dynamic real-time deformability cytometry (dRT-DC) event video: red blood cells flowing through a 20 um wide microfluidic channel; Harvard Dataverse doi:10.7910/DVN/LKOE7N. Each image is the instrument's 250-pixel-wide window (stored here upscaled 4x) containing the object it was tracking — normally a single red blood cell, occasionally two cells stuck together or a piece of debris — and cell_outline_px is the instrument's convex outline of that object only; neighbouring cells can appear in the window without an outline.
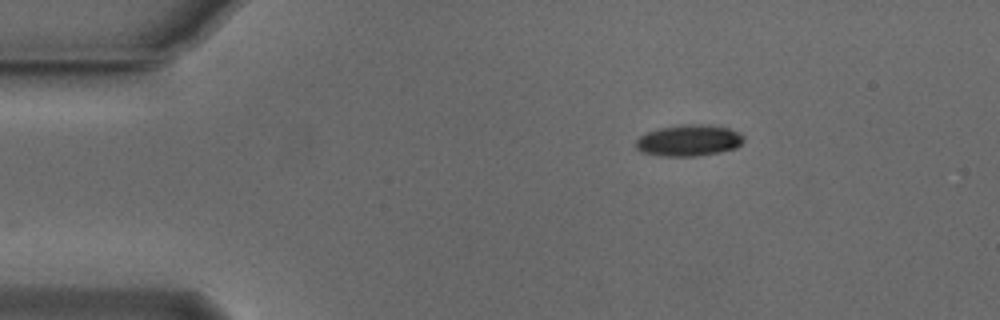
{"species": "Egyptian fruit bat (a non-hibernating species)", "species_latin": "Rousettus aegyptiacus", "temperature_condition": "cold", "stored_images_in_passage": 18, "camera_frame_rate_fps": 3000, "um_per_image_px": 0.085, "animal": {"sex": "male"}, "frame": {"image": 1, "passage_image": 1, "time_ms": 0.0, "image_size_px": [1000, 320], "cell_outline_px": [[744, 140], [736, 148], [720, 152], [696, 156], [660, 156], [640, 152], [636, 148], [636, 140], [640, 136], [648, 132], [660, 128], [680, 124], [708, 124], [728, 128], [740, 132], [744, 136]], "centroid_in_image_um": [58.56, 11.93], "position_along_channel_um": 26.4, "area_um2": 19.88}}
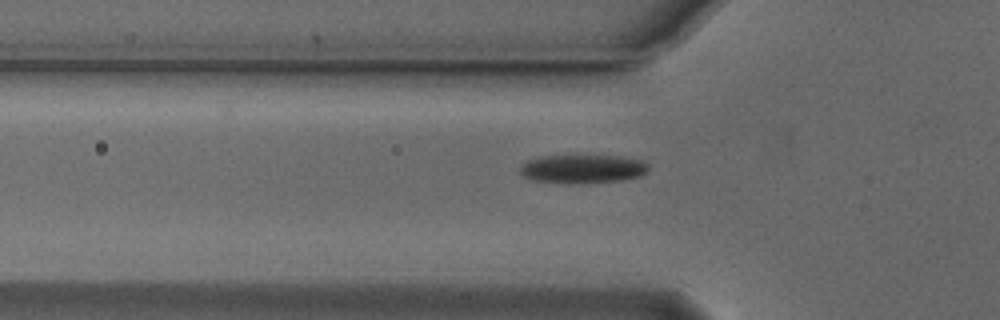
{"frame": {"image": 2, "passage_image": 10, "time_ms": 3.0, "image_size_px": [1000, 320], "cell_outline_px": [[648, 172], [640, 176], [620, 180], [592, 184], [568, 184], [532, 180], [524, 176], [520, 172], [520, 164], [536, 156], [620, 156], [640, 160], [648, 164]], "centroid_in_image_um": [49.5, 14.37], "position_along_channel_um": 76.3, "area_um2": 21.79}}
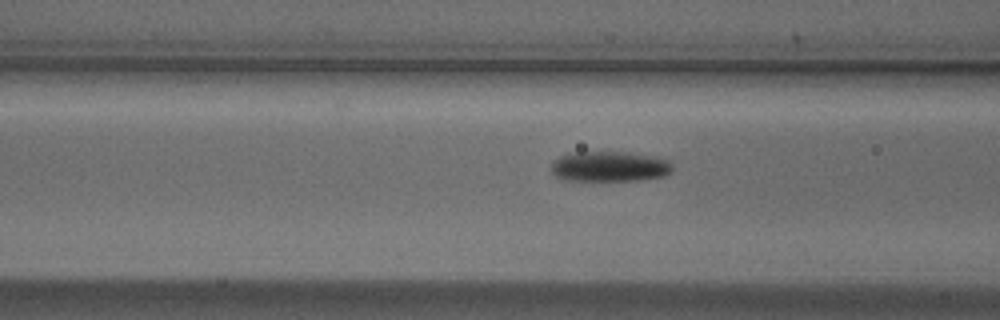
{"frame": {"image": 3, "passage_image": 13, "time_ms": 4.0, "image_size_px": [1000, 320], "cell_outline_px": [[672, 172], [664, 176], [636, 180], [564, 180], [556, 176], [552, 172], [552, 164], [560, 156], [568, 152], [632, 152], [656, 156], [668, 160], [672, 164]], "centroid_in_image_um": [51.84, 14.13], "position_along_channel_um": 114.8, "area_um2": 21.5}}